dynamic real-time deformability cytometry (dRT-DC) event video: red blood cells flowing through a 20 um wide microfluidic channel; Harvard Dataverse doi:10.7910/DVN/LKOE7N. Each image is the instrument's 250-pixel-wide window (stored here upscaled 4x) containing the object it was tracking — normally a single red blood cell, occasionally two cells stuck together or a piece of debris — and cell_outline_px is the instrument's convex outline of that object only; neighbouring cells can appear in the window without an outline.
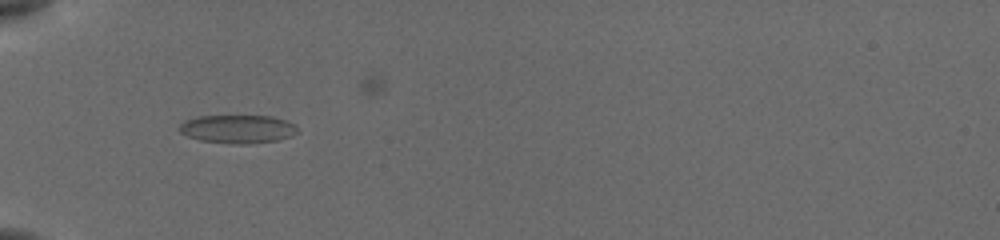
{"species": "common noctule bat (a hibernating species)", "species_latin": "Nyctalus noctula", "temperature_condition": "cold", "stored_images_in_passage": 18, "camera_frame_rate_fps": 3000, "um_per_image_px": 0.085, "animal": {"sex": "female", "body_mass_g": 19.5, "forearm_length_mm": 54.1}, "frame": {"image": 1, "passage_image": 16, "time_ms": 6.333, "image_size_px": [1000, 240], "cell_outline_px": [[300, 132], [292, 136], [276, 140], [248, 144], [232, 144], [200, 140], [188, 136], [180, 132], [176, 128], [184, 120], [196, 116], [272, 116], [288, 120], [296, 124]], "centroid_in_image_um": [20.23, 10.96], "position_along_channel_um": 64.8, "area_um2": 19.88}}